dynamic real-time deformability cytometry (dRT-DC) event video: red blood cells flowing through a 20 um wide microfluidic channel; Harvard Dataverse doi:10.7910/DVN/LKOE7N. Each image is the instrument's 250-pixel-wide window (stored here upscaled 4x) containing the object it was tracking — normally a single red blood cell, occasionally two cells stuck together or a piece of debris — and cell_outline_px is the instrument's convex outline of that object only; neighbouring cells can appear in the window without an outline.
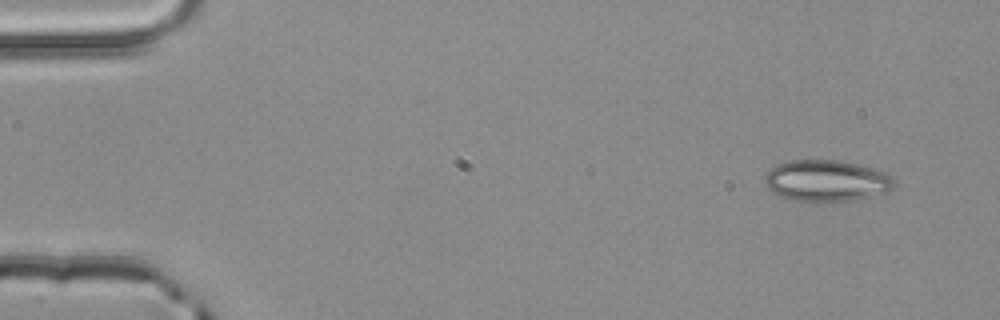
{"species": "common noctule bat (a hibernating species)", "species_latin": "Nyctalus noctula", "temperature_condition": "room temperature", "stored_images_in_passage": 3, "camera_frame_rate_fps": 3000, "um_per_image_px": 0.085, "animal": {"sex": "male", "body_mass_g": 20.4}, "frame": {"image": 1, "passage_image": 1, "time_ms": 0.0, "image_size_px": [1000, 320], "cell_outline_px": [[896, 184], [888, 192], [852, 200], [832, 204], [792, 200], [780, 196], [772, 192], [764, 184], [764, 176], [776, 164], [792, 160], [840, 160], [876, 168], [892, 176], [896, 180]], "centroid_in_image_um": [70.27, 15.38], "position_along_channel_um": 14.7, "area_um2": 32.02}}